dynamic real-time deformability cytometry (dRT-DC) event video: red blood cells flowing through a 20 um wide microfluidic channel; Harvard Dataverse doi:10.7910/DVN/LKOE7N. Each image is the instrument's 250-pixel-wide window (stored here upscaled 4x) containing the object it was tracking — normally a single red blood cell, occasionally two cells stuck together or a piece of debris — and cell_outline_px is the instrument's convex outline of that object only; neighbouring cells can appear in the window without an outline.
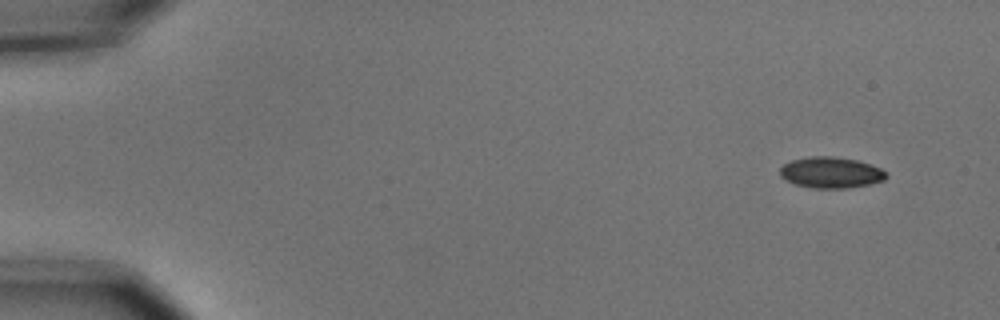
{"species": "common noctule bat (a hibernating species)", "species_latin": "Nyctalus noctula", "temperature_condition": "cold", "stored_images_in_passage": 5, "camera_frame_rate_fps": 3000, "um_per_image_px": 0.085, "animal": {"sex": "male", "body_mass_g": 15.6}, "frame": {"image": 1, "passage_image": 2, "time_ms": 0.333, "image_size_px": [1000, 320], "cell_outline_px": [[888, 176], [884, 180], [868, 184], [848, 188], [812, 188], [796, 184], [780, 176], [780, 168], [784, 164], [792, 160], [808, 156], [832, 156], [856, 160], [872, 164], [888, 172]], "centroid_in_image_um": [70.66, 14.66], "position_along_channel_um": 14.3, "area_um2": 19.25}}
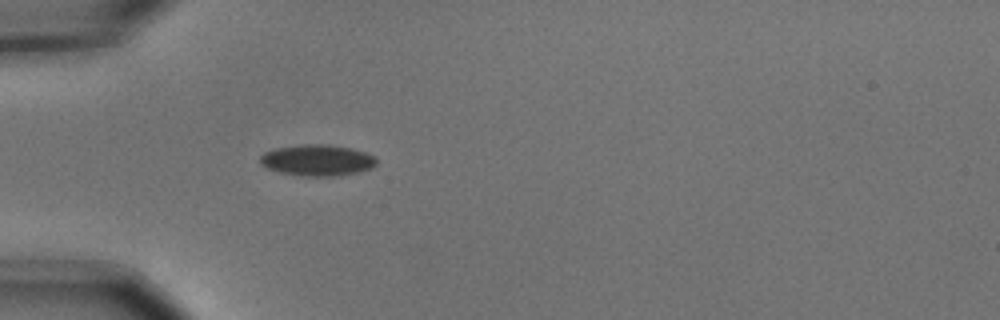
{"frame": {"image": 2, "passage_image": 5, "time_ms": 1.333, "image_size_px": [1000, 320], "cell_outline_px": [[376, 164], [372, 168], [356, 172], [332, 176], [304, 176], [280, 172], [268, 168], [260, 164], [260, 156], [264, 152], [276, 148], [300, 144], [328, 144], [352, 148], [376, 156]], "centroid_in_image_um": [26.96, 13.6], "position_along_channel_um": 58.0, "area_um2": 21.15}}